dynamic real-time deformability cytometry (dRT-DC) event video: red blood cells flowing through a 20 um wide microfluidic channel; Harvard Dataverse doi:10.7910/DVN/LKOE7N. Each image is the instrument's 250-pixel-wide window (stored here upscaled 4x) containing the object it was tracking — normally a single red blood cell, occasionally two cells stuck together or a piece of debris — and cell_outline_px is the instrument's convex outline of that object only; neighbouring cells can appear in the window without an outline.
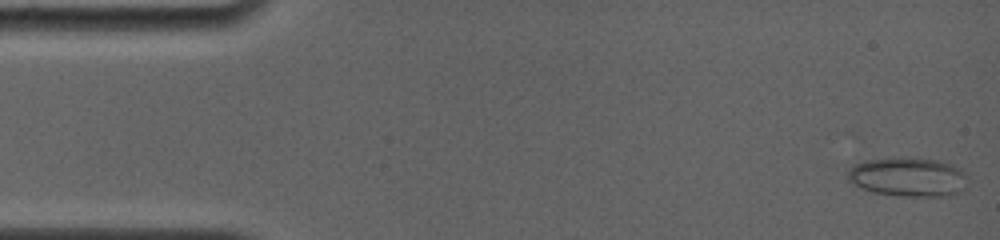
{"species": "common noctule bat (a hibernating species)", "species_latin": "Nyctalus noctula", "temperature_condition": "room temperature", "stored_images_in_passage": 33, "camera_frame_rate_fps": 4000, "um_per_image_px": 0.085, "animal": {"sex": "female", "body_mass_g": 19.0, "forearm_length_mm": 56.7}, "frame": {"image": 1, "passage_image": 2, "time_ms": 0.25, "image_size_px": [1000, 240], "cell_outline_px": [[964, 188], [960, 192], [952, 196], [904, 196], [872, 192], [860, 188], [848, 180], [848, 172], [856, 164], [864, 160], [908, 156], [936, 160], [952, 164], [960, 168], [964, 172]], "centroid_in_image_um": [77.18, 15.03], "position_along_channel_um": 7.8, "area_um2": 27.46}}
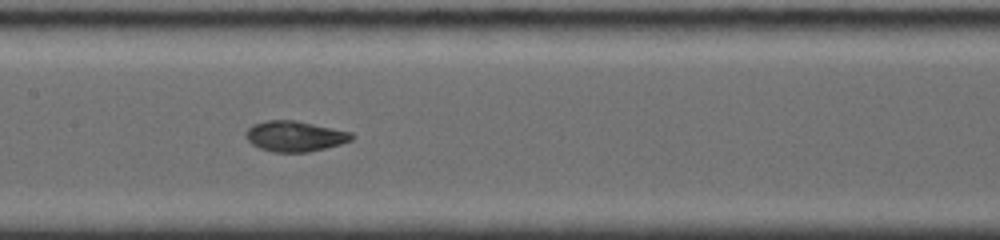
{"frame": {"image": 2, "passage_image": 15, "time_ms": 8.0, "image_size_px": [1000, 240], "cell_outline_px": [[356, 136], [352, 140], [340, 144], [308, 152], [272, 152], [260, 148], [252, 144], [244, 136], [244, 132], [252, 124], [264, 120], [296, 120], [352, 132]], "centroid_in_image_um": [25.04, 11.57], "position_along_channel_um": 182.4, "area_um2": 19.02}}
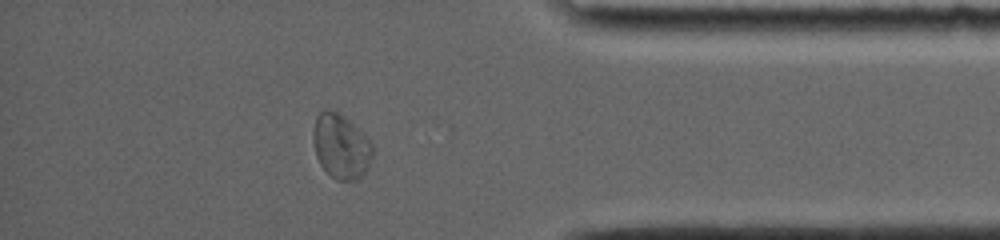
{"frame": {"image": 3, "passage_image": 29, "time_ms": 14.25, "image_size_px": [1000, 240], "cell_outline_px": [[372, 156], [368, 168], [356, 180], [336, 180], [320, 164], [316, 156], [312, 140], [312, 132], [316, 116], [324, 108], [328, 108], [340, 112], [372, 144]], "centroid_in_image_um": [28.93, 12.41], "position_along_channel_um": 406.3, "area_um2": 22.25}, "authors_computed_cell_mechanics": {"area_um2": 19.1318, "velocity_mm_per_s": 3.7995, "shape_relaxation_time_tau1_ms": 2.6474, "shape_relaxation_time_tau2_ms": 1.613, "deformation_change_tau1": 0.1165, "deformation_change_tau2": 0.0518}}